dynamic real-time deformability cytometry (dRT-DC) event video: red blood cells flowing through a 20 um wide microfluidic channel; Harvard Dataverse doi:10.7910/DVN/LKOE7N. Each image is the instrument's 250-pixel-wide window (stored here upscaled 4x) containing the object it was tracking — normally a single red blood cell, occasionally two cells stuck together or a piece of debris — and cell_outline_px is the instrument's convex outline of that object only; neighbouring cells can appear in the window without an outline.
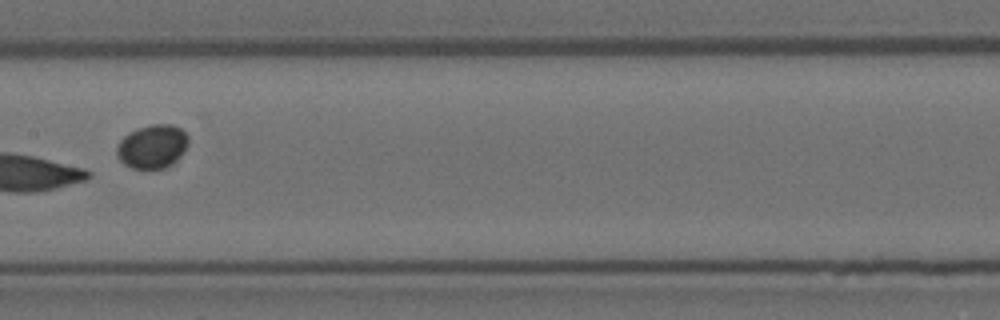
{"species": "Egyptian fruit bat (a non-hibernating species)", "species_latin": "Rousettus aegyptiacus", "temperature_condition": "room temperature", "stored_images_in_passage": 13, "camera_frame_rate_fps": 3000, "um_per_image_px": 0.085, "animal": {"sex": "female"}, "frame": {"image": 1, "passage_image": 6, "time_ms": 1.667, "image_size_px": [1000, 320], "cell_outline_px": [[188, 144], [184, 152], [172, 164], [164, 168], [132, 168], [124, 164], [116, 156], [116, 148], [120, 140], [128, 132], [152, 124], [172, 124], [180, 128], [188, 136]], "centroid_in_image_um": [12.94, 12.45], "position_along_channel_um": 194.5, "area_um2": 18.21}}